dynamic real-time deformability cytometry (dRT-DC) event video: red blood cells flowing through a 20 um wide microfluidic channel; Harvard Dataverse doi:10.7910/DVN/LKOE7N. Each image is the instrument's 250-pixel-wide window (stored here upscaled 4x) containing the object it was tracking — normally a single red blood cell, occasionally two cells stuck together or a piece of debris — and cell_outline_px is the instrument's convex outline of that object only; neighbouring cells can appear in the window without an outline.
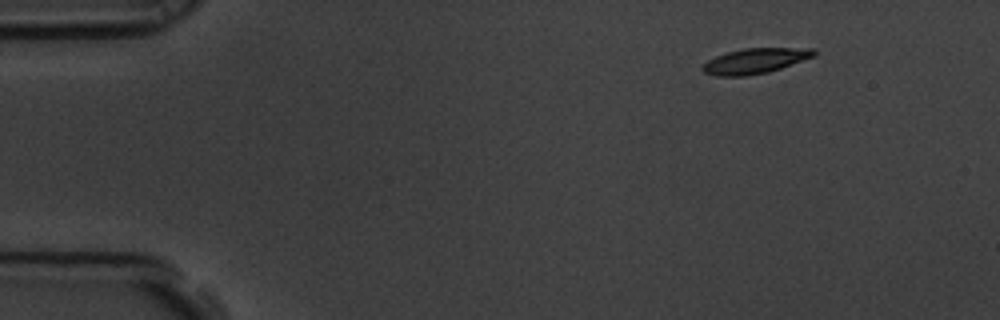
{"species": "common noctule bat (a hibernating species)", "species_latin": "Nyctalus noctula", "temperature_condition": "room temperature", "stored_images_in_passage": 4, "camera_frame_rate_fps": 3000, "um_per_image_px": 0.085, "animal": {"sex": "male", "body_mass_g": 19.5, "forearm_length_mm": 54.6}, "frame": {"image": 1, "passage_image": 1, "time_ms": 0.0, "image_size_px": [1000, 320], "cell_outline_px": [[816, 56], [768, 72], [744, 76], [716, 76], [704, 72], [700, 68], [708, 60], [716, 56], [728, 52], [744, 48], [816, 48]], "centroid_in_image_um": [64.2, 5.17], "position_along_channel_um": 20.8, "area_um2": 16.36}}
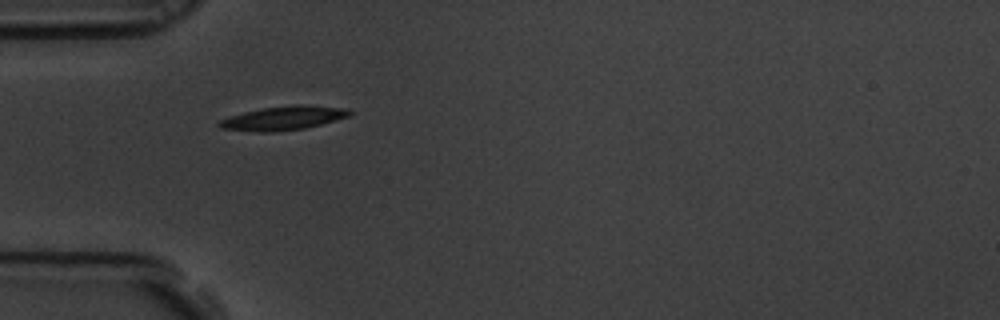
{"frame": {"image": 2, "passage_image": 4, "time_ms": 1.0, "image_size_px": [1000, 320], "cell_outline_px": [[352, 116], [304, 128], [272, 132], [260, 132], [220, 128], [216, 124], [220, 120], [244, 112], [260, 108], [296, 104], [304, 104], [340, 108], [352, 112]], "centroid_in_image_um": [24.07, 10.03], "position_along_channel_um": 60.9, "area_um2": 17.98}}